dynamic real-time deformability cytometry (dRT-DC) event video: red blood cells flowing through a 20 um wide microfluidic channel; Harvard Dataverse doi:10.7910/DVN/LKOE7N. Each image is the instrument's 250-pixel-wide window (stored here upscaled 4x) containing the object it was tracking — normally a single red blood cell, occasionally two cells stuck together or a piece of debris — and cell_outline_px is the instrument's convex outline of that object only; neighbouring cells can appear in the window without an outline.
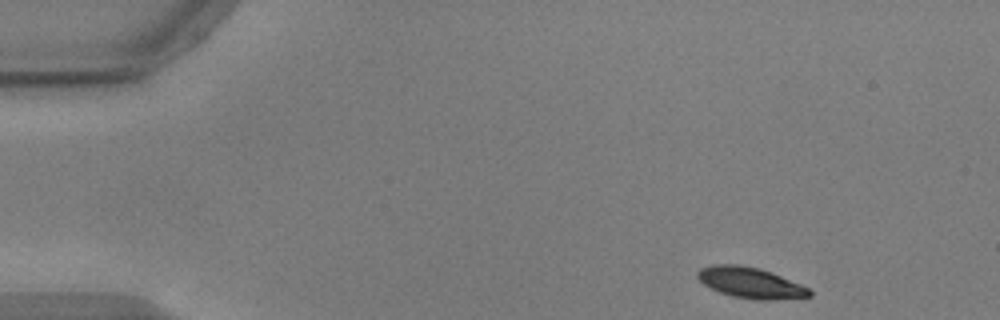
{"species": "common noctule bat (a hibernating species)", "species_latin": "Nyctalus noctula", "temperature_condition": "warm", "stored_images_in_passage": 49, "camera_frame_rate_fps": 3000, "um_per_image_px": 0.085, "animal": {"sex": "male", "body_mass_g": 17.9, "forearm_length_mm": 54.2}, "frame": {"image": 1, "passage_image": 1, "time_ms": 0.0, "image_size_px": [1000, 320], "cell_outline_px": [[812, 296], [768, 300], [760, 300], [732, 296], [720, 292], [704, 284], [696, 276], [696, 272], [700, 268], [716, 264], [740, 264], [760, 268], [772, 272], [800, 284], [808, 288], [812, 292]], "centroid_in_image_um": [63.78, 24.02], "position_along_channel_um": 21.2, "area_um2": 20.0}}
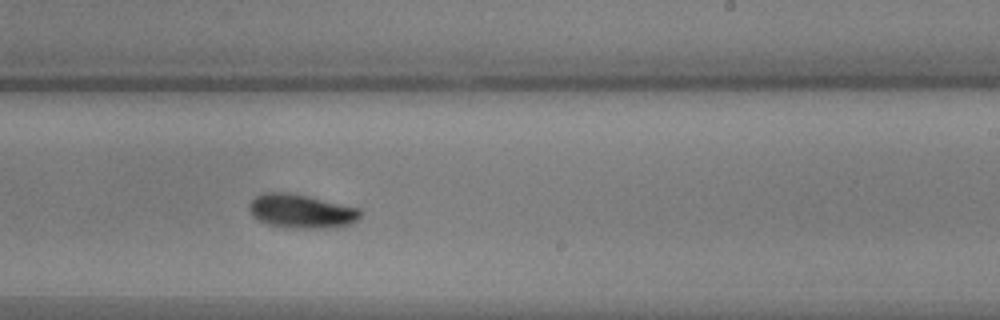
{"frame": {"image": 2, "passage_image": 28, "time_ms": 9.0, "image_size_px": [1000, 320], "cell_outline_px": [[364, 212], [352, 224], [340, 228], [296, 228], [268, 224], [260, 220], [248, 208], [248, 204], [256, 196], [264, 192], [288, 192], [308, 196], [360, 208]], "centroid_in_image_um": [25.68, 17.95], "position_along_channel_um": 263.3, "area_um2": 22.02}}
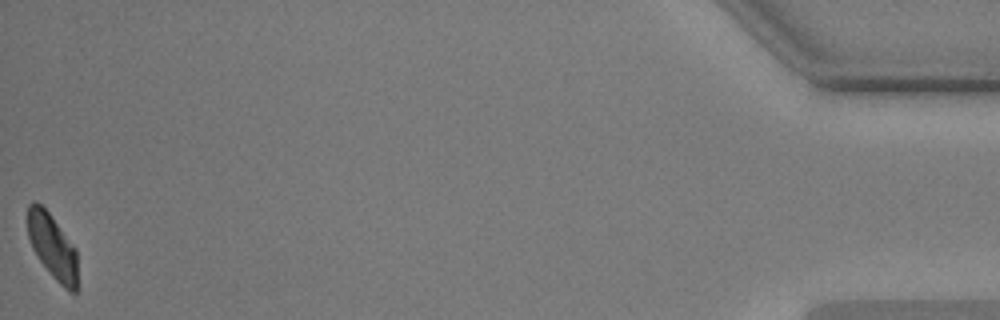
{"frame": {"image": 3, "passage_image": 49, "time_ms": 16.0, "image_size_px": [1000, 320], "cell_outline_px": [[76, 292], [68, 292], [52, 276], [40, 260], [32, 248], [28, 236], [28, 204], [32, 200], [36, 200], [48, 212], [76, 248]], "centroid_in_image_um": [4.44, 20.93], "position_along_channel_um": 430.8, "area_um2": 18.61}, "authors_computed_cell_mechanics": {"area_um2": 21.675, "velocity_mm_per_s": 3.6978, "shape_relaxation_time_tau1_ms": 3.2608, "shape_relaxation_time_tau2_ms": null, "deformation_change_tau1": 0.1352, "deformation_change_tau2": null}}